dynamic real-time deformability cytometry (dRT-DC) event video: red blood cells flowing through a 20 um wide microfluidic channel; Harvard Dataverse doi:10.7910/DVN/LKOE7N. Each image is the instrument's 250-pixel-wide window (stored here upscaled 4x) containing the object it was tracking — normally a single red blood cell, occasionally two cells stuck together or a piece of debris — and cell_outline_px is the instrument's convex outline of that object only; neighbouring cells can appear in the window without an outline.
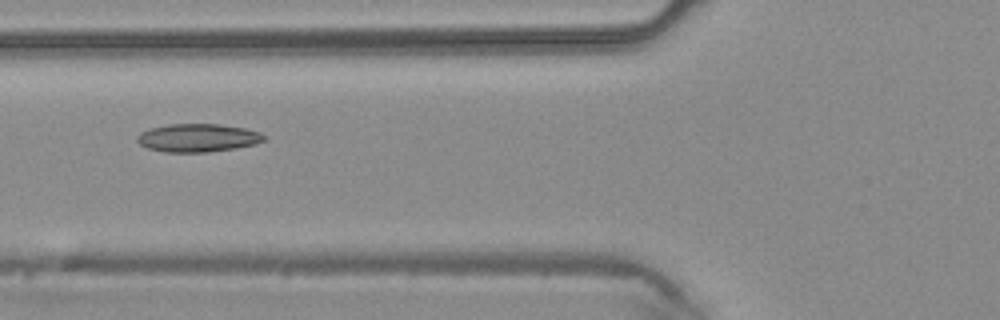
{"species": "common noctule bat (a hibernating species)", "species_latin": "Nyctalus noctula", "temperature_condition": "warm", "stored_images_in_passage": 4, "camera_frame_rate_fps": 3000, "um_per_image_px": 0.085, "animal": {"sex": "male", "body_mass_g": 20.4}, "frame": {"image": 1, "passage_image": 4, "time_ms": 1.0, "image_size_px": [1000, 320], "cell_outline_px": [[264, 140], [256, 144], [236, 148], [208, 152], [164, 152], [148, 148], [140, 144], [136, 140], [136, 136], [140, 132], [148, 128], [168, 124], [220, 124], [244, 128], [260, 132], [264, 136]], "centroid_in_image_um": [16.78, 11.71], "position_along_channel_um": 109.0, "area_um2": 20.92}}